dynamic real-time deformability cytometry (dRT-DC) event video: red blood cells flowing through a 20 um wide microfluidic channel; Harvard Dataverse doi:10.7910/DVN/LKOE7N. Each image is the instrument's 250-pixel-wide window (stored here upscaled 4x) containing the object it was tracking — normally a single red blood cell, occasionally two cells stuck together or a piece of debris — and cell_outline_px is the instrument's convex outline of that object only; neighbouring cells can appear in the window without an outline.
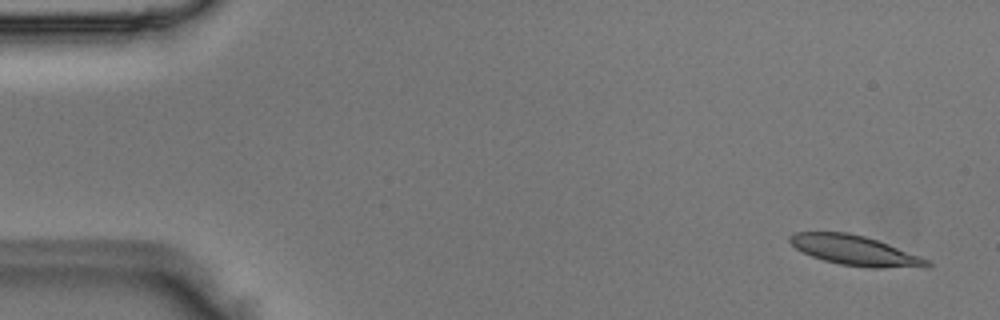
{"species": "Egyptian fruit bat (a non-hibernating species)", "species_latin": "Rousettus aegyptiacus", "temperature_condition": "room temperature", "stored_images_in_passage": 4, "camera_frame_rate_fps": 3000, "um_per_image_px": 0.085, "animal": {"sex": "male"}, "frame": {"image": 1, "passage_image": 1, "time_ms": 0.0, "image_size_px": [1000, 320], "cell_outline_px": [[932, 268], [868, 268], [840, 264], [824, 260], [812, 256], [796, 248], [788, 240], [788, 236], [796, 232], [848, 232], [864, 236], [888, 244], [928, 260], [932, 264]], "centroid_in_image_um": [72.71, 21.31], "position_along_channel_um": 12.3, "area_um2": 23.87}}